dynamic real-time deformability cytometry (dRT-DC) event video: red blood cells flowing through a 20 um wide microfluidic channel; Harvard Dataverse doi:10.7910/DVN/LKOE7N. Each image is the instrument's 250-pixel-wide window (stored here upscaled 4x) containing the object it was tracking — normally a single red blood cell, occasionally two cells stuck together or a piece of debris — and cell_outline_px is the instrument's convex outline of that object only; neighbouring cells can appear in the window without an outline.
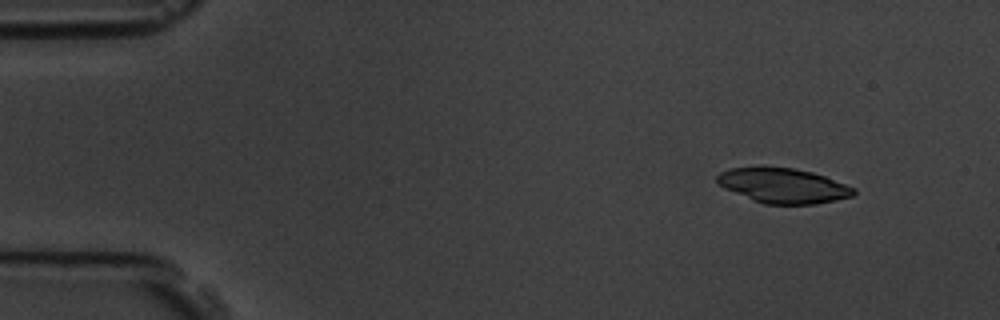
{"species": "common noctule bat (a hibernating species)", "species_latin": "Nyctalus noctula", "temperature_condition": "room temperature", "stored_images_in_passage": 4, "camera_frame_rate_fps": 3000, "um_per_image_px": 0.085, "animal": {"sex": "male", "body_mass_g": 19.5, "forearm_length_mm": 54.6}, "frame": {"image": 1, "passage_image": 1, "time_ms": 0.0, "image_size_px": [1000, 320], "cell_outline_px": [[856, 192], [852, 196], [836, 200], [816, 204], [764, 204], [752, 200], [724, 188], [716, 180], [716, 176], [720, 172], [728, 168], [764, 164], [792, 168], [812, 172], [824, 176], [856, 188]], "centroid_in_image_um": [66.52, 15.74], "position_along_channel_um": 18.5, "area_um2": 28.38}}